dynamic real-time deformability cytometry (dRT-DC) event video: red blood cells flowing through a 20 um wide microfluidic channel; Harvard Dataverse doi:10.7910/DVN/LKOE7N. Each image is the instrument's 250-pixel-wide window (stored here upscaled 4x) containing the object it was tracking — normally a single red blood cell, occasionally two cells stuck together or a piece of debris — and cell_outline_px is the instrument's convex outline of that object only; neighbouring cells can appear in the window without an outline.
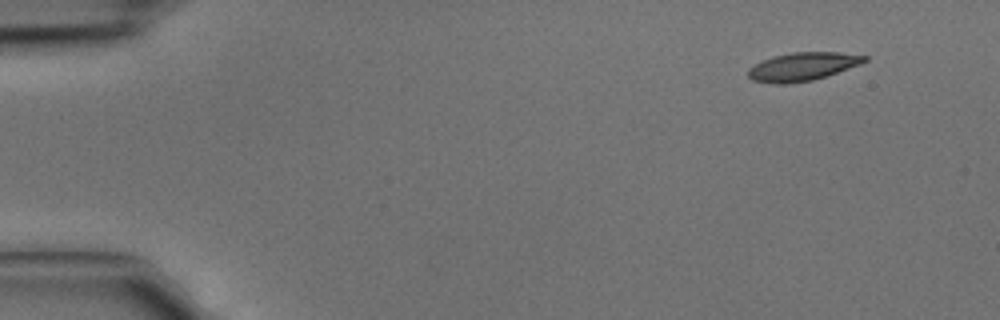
{"species": "common noctule bat (a hibernating species)", "species_latin": "Nyctalus noctula", "temperature_condition": "cold", "stored_images_in_passage": 4, "camera_frame_rate_fps": 3000, "um_per_image_px": 0.085, "animal": {"sex": "male", "body_mass_g": 15.6}, "frame": {"image": 1, "passage_image": 1, "time_ms": 0.0, "image_size_px": [1000, 320], "cell_outline_px": [[868, 60], [860, 64], [812, 80], [784, 84], [776, 84], [752, 80], [748, 76], [748, 68], [772, 56], [792, 52], [840, 52], [868, 56]], "centroid_in_image_um": [68.21, 5.65], "position_along_channel_um": 16.8, "area_um2": 18.96}}
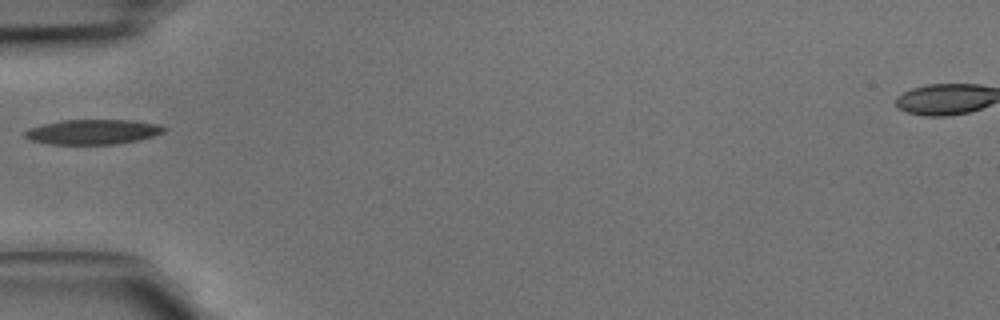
{"frame": {"image": 2, "passage_image": 4, "time_ms": 1.0, "image_size_px": [1000, 320], "cell_outline_px": [[168, 128], [164, 132], [152, 136], [136, 140], [116, 144], [48, 144], [28, 140], [24, 136], [24, 132], [28, 128], [44, 124], [64, 120], [132, 120], [160, 124]], "centroid_in_image_um": [7.88, 11.21], "position_along_channel_um": 77.1, "area_um2": 20.23}}